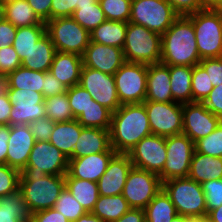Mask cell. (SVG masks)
<instances>
[{
    "label": "cell",
    "instance_id": "ee69618b",
    "mask_svg": "<svg viewBox=\"0 0 222 222\" xmlns=\"http://www.w3.org/2000/svg\"><path fill=\"white\" fill-rule=\"evenodd\" d=\"M67 96L71 111L76 119L85 109L93 103L90 93L79 84L67 88Z\"/></svg>",
    "mask_w": 222,
    "mask_h": 222
},
{
    "label": "cell",
    "instance_id": "bcb514c9",
    "mask_svg": "<svg viewBox=\"0 0 222 222\" xmlns=\"http://www.w3.org/2000/svg\"><path fill=\"white\" fill-rule=\"evenodd\" d=\"M207 214L222 205V179L203 182Z\"/></svg>",
    "mask_w": 222,
    "mask_h": 222
},
{
    "label": "cell",
    "instance_id": "3957f363",
    "mask_svg": "<svg viewBox=\"0 0 222 222\" xmlns=\"http://www.w3.org/2000/svg\"><path fill=\"white\" fill-rule=\"evenodd\" d=\"M193 23L200 59L222 57V8L186 15Z\"/></svg>",
    "mask_w": 222,
    "mask_h": 222
},
{
    "label": "cell",
    "instance_id": "ffe728a7",
    "mask_svg": "<svg viewBox=\"0 0 222 222\" xmlns=\"http://www.w3.org/2000/svg\"><path fill=\"white\" fill-rule=\"evenodd\" d=\"M132 167L133 164L128 154L116 153L97 182L99 195L112 196L122 194L127 175Z\"/></svg>",
    "mask_w": 222,
    "mask_h": 222
},
{
    "label": "cell",
    "instance_id": "ac0fdd59",
    "mask_svg": "<svg viewBox=\"0 0 222 222\" xmlns=\"http://www.w3.org/2000/svg\"><path fill=\"white\" fill-rule=\"evenodd\" d=\"M125 62L123 49L91 41L82 55L84 67L110 75H114Z\"/></svg>",
    "mask_w": 222,
    "mask_h": 222
},
{
    "label": "cell",
    "instance_id": "9a60e30c",
    "mask_svg": "<svg viewBox=\"0 0 222 222\" xmlns=\"http://www.w3.org/2000/svg\"><path fill=\"white\" fill-rule=\"evenodd\" d=\"M166 137L149 135L141 139L128 153L133 167L159 175L167 158Z\"/></svg>",
    "mask_w": 222,
    "mask_h": 222
},
{
    "label": "cell",
    "instance_id": "7a4b0ae2",
    "mask_svg": "<svg viewBox=\"0 0 222 222\" xmlns=\"http://www.w3.org/2000/svg\"><path fill=\"white\" fill-rule=\"evenodd\" d=\"M160 62L169 66H195L201 61L192 21L179 16L161 35Z\"/></svg>",
    "mask_w": 222,
    "mask_h": 222
},
{
    "label": "cell",
    "instance_id": "816d5d0a",
    "mask_svg": "<svg viewBox=\"0 0 222 222\" xmlns=\"http://www.w3.org/2000/svg\"><path fill=\"white\" fill-rule=\"evenodd\" d=\"M180 16L203 10L206 7L200 0H166Z\"/></svg>",
    "mask_w": 222,
    "mask_h": 222
},
{
    "label": "cell",
    "instance_id": "91938a15",
    "mask_svg": "<svg viewBox=\"0 0 222 222\" xmlns=\"http://www.w3.org/2000/svg\"><path fill=\"white\" fill-rule=\"evenodd\" d=\"M12 103L9 100L8 94L0 95V125H9L10 111Z\"/></svg>",
    "mask_w": 222,
    "mask_h": 222
},
{
    "label": "cell",
    "instance_id": "d590c367",
    "mask_svg": "<svg viewBox=\"0 0 222 222\" xmlns=\"http://www.w3.org/2000/svg\"><path fill=\"white\" fill-rule=\"evenodd\" d=\"M44 76L45 72L33 71L20 66L7 75L9 89L37 91L43 95Z\"/></svg>",
    "mask_w": 222,
    "mask_h": 222
},
{
    "label": "cell",
    "instance_id": "2644e50d",
    "mask_svg": "<svg viewBox=\"0 0 222 222\" xmlns=\"http://www.w3.org/2000/svg\"><path fill=\"white\" fill-rule=\"evenodd\" d=\"M9 1H12V0H1V2L3 3L9 2Z\"/></svg>",
    "mask_w": 222,
    "mask_h": 222
},
{
    "label": "cell",
    "instance_id": "6f0895ef",
    "mask_svg": "<svg viewBox=\"0 0 222 222\" xmlns=\"http://www.w3.org/2000/svg\"><path fill=\"white\" fill-rule=\"evenodd\" d=\"M17 28L10 22L4 20L0 23V49L12 45L16 37Z\"/></svg>",
    "mask_w": 222,
    "mask_h": 222
},
{
    "label": "cell",
    "instance_id": "f6af8a7d",
    "mask_svg": "<svg viewBox=\"0 0 222 222\" xmlns=\"http://www.w3.org/2000/svg\"><path fill=\"white\" fill-rule=\"evenodd\" d=\"M21 172L7 164H0V197L19 190Z\"/></svg>",
    "mask_w": 222,
    "mask_h": 222
},
{
    "label": "cell",
    "instance_id": "603a6c76",
    "mask_svg": "<svg viewBox=\"0 0 222 222\" xmlns=\"http://www.w3.org/2000/svg\"><path fill=\"white\" fill-rule=\"evenodd\" d=\"M100 152H116L111 147L109 130L82 127L81 134L74 146L73 158Z\"/></svg>",
    "mask_w": 222,
    "mask_h": 222
},
{
    "label": "cell",
    "instance_id": "7c38bea8",
    "mask_svg": "<svg viewBox=\"0 0 222 222\" xmlns=\"http://www.w3.org/2000/svg\"><path fill=\"white\" fill-rule=\"evenodd\" d=\"M161 188L159 175L132 167L127 175L122 195L131 208L144 209Z\"/></svg>",
    "mask_w": 222,
    "mask_h": 222
},
{
    "label": "cell",
    "instance_id": "7dc6e473",
    "mask_svg": "<svg viewBox=\"0 0 222 222\" xmlns=\"http://www.w3.org/2000/svg\"><path fill=\"white\" fill-rule=\"evenodd\" d=\"M21 66V61L12 45L0 49V74L8 75Z\"/></svg>",
    "mask_w": 222,
    "mask_h": 222
},
{
    "label": "cell",
    "instance_id": "ba28073f",
    "mask_svg": "<svg viewBox=\"0 0 222 222\" xmlns=\"http://www.w3.org/2000/svg\"><path fill=\"white\" fill-rule=\"evenodd\" d=\"M179 16L166 0H132L129 22L162 35Z\"/></svg>",
    "mask_w": 222,
    "mask_h": 222
},
{
    "label": "cell",
    "instance_id": "52a82bcc",
    "mask_svg": "<svg viewBox=\"0 0 222 222\" xmlns=\"http://www.w3.org/2000/svg\"><path fill=\"white\" fill-rule=\"evenodd\" d=\"M46 33L50 36L56 51L80 56L83 55L91 41L90 32L72 17L48 20Z\"/></svg>",
    "mask_w": 222,
    "mask_h": 222
},
{
    "label": "cell",
    "instance_id": "4fadbf2b",
    "mask_svg": "<svg viewBox=\"0 0 222 222\" xmlns=\"http://www.w3.org/2000/svg\"><path fill=\"white\" fill-rule=\"evenodd\" d=\"M153 135L169 137L183 131L182 104L178 102L144 101Z\"/></svg>",
    "mask_w": 222,
    "mask_h": 222
},
{
    "label": "cell",
    "instance_id": "f1b7e54d",
    "mask_svg": "<svg viewBox=\"0 0 222 222\" xmlns=\"http://www.w3.org/2000/svg\"><path fill=\"white\" fill-rule=\"evenodd\" d=\"M191 66H169L171 93L175 102L192 103Z\"/></svg>",
    "mask_w": 222,
    "mask_h": 222
},
{
    "label": "cell",
    "instance_id": "836d02e7",
    "mask_svg": "<svg viewBox=\"0 0 222 222\" xmlns=\"http://www.w3.org/2000/svg\"><path fill=\"white\" fill-rule=\"evenodd\" d=\"M144 212L147 222H171L177 215L174 204L163 188H161L153 200L144 208Z\"/></svg>",
    "mask_w": 222,
    "mask_h": 222
},
{
    "label": "cell",
    "instance_id": "44dd1931",
    "mask_svg": "<svg viewBox=\"0 0 222 222\" xmlns=\"http://www.w3.org/2000/svg\"><path fill=\"white\" fill-rule=\"evenodd\" d=\"M116 152H100L69 159L67 173L74 178L98 182Z\"/></svg>",
    "mask_w": 222,
    "mask_h": 222
},
{
    "label": "cell",
    "instance_id": "94428289",
    "mask_svg": "<svg viewBox=\"0 0 222 222\" xmlns=\"http://www.w3.org/2000/svg\"><path fill=\"white\" fill-rule=\"evenodd\" d=\"M145 220L144 209L131 208L115 222H143Z\"/></svg>",
    "mask_w": 222,
    "mask_h": 222
},
{
    "label": "cell",
    "instance_id": "ab89813d",
    "mask_svg": "<svg viewBox=\"0 0 222 222\" xmlns=\"http://www.w3.org/2000/svg\"><path fill=\"white\" fill-rule=\"evenodd\" d=\"M53 208L61 212L70 222H76L80 216L86 213V210L73 197L66 186L62 190Z\"/></svg>",
    "mask_w": 222,
    "mask_h": 222
},
{
    "label": "cell",
    "instance_id": "5bb4252c",
    "mask_svg": "<svg viewBox=\"0 0 222 222\" xmlns=\"http://www.w3.org/2000/svg\"><path fill=\"white\" fill-rule=\"evenodd\" d=\"M8 97L12 103L9 125H29L35 120L46 117L42 93L23 89H9Z\"/></svg>",
    "mask_w": 222,
    "mask_h": 222
},
{
    "label": "cell",
    "instance_id": "b9f144b4",
    "mask_svg": "<svg viewBox=\"0 0 222 222\" xmlns=\"http://www.w3.org/2000/svg\"><path fill=\"white\" fill-rule=\"evenodd\" d=\"M212 90L213 85L210 82L207 72L200 64L193 66L192 102L202 103Z\"/></svg>",
    "mask_w": 222,
    "mask_h": 222
},
{
    "label": "cell",
    "instance_id": "83f0119b",
    "mask_svg": "<svg viewBox=\"0 0 222 222\" xmlns=\"http://www.w3.org/2000/svg\"><path fill=\"white\" fill-rule=\"evenodd\" d=\"M31 216L20 190L0 197V222H30Z\"/></svg>",
    "mask_w": 222,
    "mask_h": 222
},
{
    "label": "cell",
    "instance_id": "9c48e42d",
    "mask_svg": "<svg viewBox=\"0 0 222 222\" xmlns=\"http://www.w3.org/2000/svg\"><path fill=\"white\" fill-rule=\"evenodd\" d=\"M65 187V175H45L36 181H19L30 212L53 208Z\"/></svg>",
    "mask_w": 222,
    "mask_h": 222
},
{
    "label": "cell",
    "instance_id": "681fc988",
    "mask_svg": "<svg viewBox=\"0 0 222 222\" xmlns=\"http://www.w3.org/2000/svg\"><path fill=\"white\" fill-rule=\"evenodd\" d=\"M54 126L55 122L48 117L35 120L29 124V128L36 141H49Z\"/></svg>",
    "mask_w": 222,
    "mask_h": 222
},
{
    "label": "cell",
    "instance_id": "4316f807",
    "mask_svg": "<svg viewBox=\"0 0 222 222\" xmlns=\"http://www.w3.org/2000/svg\"><path fill=\"white\" fill-rule=\"evenodd\" d=\"M56 52L50 36L45 33L35 46L21 61V66L33 71L47 72L53 62Z\"/></svg>",
    "mask_w": 222,
    "mask_h": 222
},
{
    "label": "cell",
    "instance_id": "e0dca14e",
    "mask_svg": "<svg viewBox=\"0 0 222 222\" xmlns=\"http://www.w3.org/2000/svg\"><path fill=\"white\" fill-rule=\"evenodd\" d=\"M183 131L194 143L213 132L222 121L212 114L203 103L182 104Z\"/></svg>",
    "mask_w": 222,
    "mask_h": 222
},
{
    "label": "cell",
    "instance_id": "11a10c76",
    "mask_svg": "<svg viewBox=\"0 0 222 222\" xmlns=\"http://www.w3.org/2000/svg\"><path fill=\"white\" fill-rule=\"evenodd\" d=\"M30 222H70L61 212L49 208L34 212Z\"/></svg>",
    "mask_w": 222,
    "mask_h": 222
},
{
    "label": "cell",
    "instance_id": "d6a6232c",
    "mask_svg": "<svg viewBox=\"0 0 222 222\" xmlns=\"http://www.w3.org/2000/svg\"><path fill=\"white\" fill-rule=\"evenodd\" d=\"M5 20L10 22L16 28L29 27L33 25H46L42 22L33 9L29 6L27 0H12L4 3Z\"/></svg>",
    "mask_w": 222,
    "mask_h": 222
},
{
    "label": "cell",
    "instance_id": "4dcf8cb0",
    "mask_svg": "<svg viewBox=\"0 0 222 222\" xmlns=\"http://www.w3.org/2000/svg\"><path fill=\"white\" fill-rule=\"evenodd\" d=\"M65 186L86 212H92L99 198L98 183L65 174Z\"/></svg>",
    "mask_w": 222,
    "mask_h": 222
},
{
    "label": "cell",
    "instance_id": "7bdbcfd3",
    "mask_svg": "<svg viewBox=\"0 0 222 222\" xmlns=\"http://www.w3.org/2000/svg\"><path fill=\"white\" fill-rule=\"evenodd\" d=\"M195 151L222 158V121L208 136L194 143Z\"/></svg>",
    "mask_w": 222,
    "mask_h": 222
},
{
    "label": "cell",
    "instance_id": "d6986e66",
    "mask_svg": "<svg viewBox=\"0 0 222 222\" xmlns=\"http://www.w3.org/2000/svg\"><path fill=\"white\" fill-rule=\"evenodd\" d=\"M35 142L29 125L10 126L6 164L21 172L29 161Z\"/></svg>",
    "mask_w": 222,
    "mask_h": 222
},
{
    "label": "cell",
    "instance_id": "cb8c5ba5",
    "mask_svg": "<svg viewBox=\"0 0 222 222\" xmlns=\"http://www.w3.org/2000/svg\"><path fill=\"white\" fill-rule=\"evenodd\" d=\"M82 56L56 51L49 72L67 88L79 84Z\"/></svg>",
    "mask_w": 222,
    "mask_h": 222
},
{
    "label": "cell",
    "instance_id": "8d00e7d4",
    "mask_svg": "<svg viewBox=\"0 0 222 222\" xmlns=\"http://www.w3.org/2000/svg\"><path fill=\"white\" fill-rule=\"evenodd\" d=\"M45 33L46 25H33L17 28L16 37L12 43V47L17 52L20 61L27 57V54Z\"/></svg>",
    "mask_w": 222,
    "mask_h": 222
},
{
    "label": "cell",
    "instance_id": "1f68e13d",
    "mask_svg": "<svg viewBox=\"0 0 222 222\" xmlns=\"http://www.w3.org/2000/svg\"><path fill=\"white\" fill-rule=\"evenodd\" d=\"M130 209L131 207L122 194L112 196L99 195L91 213L105 222H115Z\"/></svg>",
    "mask_w": 222,
    "mask_h": 222
},
{
    "label": "cell",
    "instance_id": "03108f58",
    "mask_svg": "<svg viewBox=\"0 0 222 222\" xmlns=\"http://www.w3.org/2000/svg\"><path fill=\"white\" fill-rule=\"evenodd\" d=\"M206 8H222V0H200Z\"/></svg>",
    "mask_w": 222,
    "mask_h": 222
},
{
    "label": "cell",
    "instance_id": "8992f818",
    "mask_svg": "<svg viewBox=\"0 0 222 222\" xmlns=\"http://www.w3.org/2000/svg\"><path fill=\"white\" fill-rule=\"evenodd\" d=\"M161 35L128 22L123 54L126 62L151 65L161 59Z\"/></svg>",
    "mask_w": 222,
    "mask_h": 222
},
{
    "label": "cell",
    "instance_id": "e575fe53",
    "mask_svg": "<svg viewBox=\"0 0 222 222\" xmlns=\"http://www.w3.org/2000/svg\"><path fill=\"white\" fill-rule=\"evenodd\" d=\"M71 17L90 33L106 20L99 1L95 0H80Z\"/></svg>",
    "mask_w": 222,
    "mask_h": 222
},
{
    "label": "cell",
    "instance_id": "74e56055",
    "mask_svg": "<svg viewBox=\"0 0 222 222\" xmlns=\"http://www.w3.org/2000/svg\"><path fill=\"white\" fill-rule=\"evenodd\" d=\"M111 116L112 112L110 110L93 100V103H91L76 120L83 127L110 130Z\"/></svg>",
    "mask_w": 222,
    "mask_h": 222
},
{
    "label": "cell",
    "instance_id": "6125c7cd",
    "mask_svg": "<svg viewBox=\"0 0 222 222\" xmlns=\"http://www.w3.org/2000/svg\"><path fill=\"white\" fill-rule=\"evenodd\" d=\"M210 222H222V205L211 210L206 217Z\"/></svg>",
    "mask_w": 222,
    "mask_h": 222
},
{
    "label": "cell",
    "instance_id": "5b68a950",
    "mask_svg": "<svg viewBox=\"0 0 222 222\" xmlns=\"http://www.w3.org/2000/svg\"><path fill=\"white\" fill-rule=\"evenodd\" d=\"M69 159L49 141H36L19 181H36L47 175H65Z\"/></svg>",
    "mask_w": 222,
    "mask_h": 222
},
{
    "label": "cell",
    "instance_id": "7402d4cb",
    "mask_svg": "<svg viewBox=\"0 0 222 222\" xmlns=\"http://www.w3.org/2000/svg\"><path fill=\"white\" fill-rule=\"evenodd\" d=\"M170 83L169 65L161 62L148 65L145 101L175 102Z\"/></svg>",
    "mask_w": 222,
    "mask_h": 222
},
{
    "label": "cell",
    "instance_id": "60d3db41",
    "mask_svg": "<svg viewBox=\"0 0 222 222\" xmlns=\"http://www.w3.org/2000/svg\"><path fill=\"white\" fill-rule=\"evenodd\" d=\"M132 0H99L106 20L128 23L131 16Z\"/></svg>",
    "mask_w": 222,
    "mask_h": 222
},
{
    "label": "cell",
    "instance_id": "8fae6325",
    "mask_svg": "<svg viewBox=\"0 0 222 222\" xmlns=\"http://www.w3.org/2000/svg\"><path fill=\"white\" fill-rule=\"evenodd\" d=\"M166 150V163L159 174L161 182L188 177L195 152L194 142L184 133L176 134L166 137Z\"/></svg>",
    "mask_w": 222,
    "mask_h": 222
},
{
    "label": "cell",
    "instance_id": "f546056e",
    "mask_svg": "<svg viewBox=\"0 0 222 222\" xmlns=\"http://www.w3.org/2000/svg\"><path fill=\"white\" fill-rule=\"evenodd\" d=\"M128 23L105 20L91 33V42L123 49Z\"/></svg>",
    "mask_w": 222,
    "mask_h": 222
},
{
    "label": "cell",
    "instance_id": "680465c9",
    "mask_svg": "<svg viewBox=\"0 0 222 222\" xmlns=\"http://www.w3.org/2000/svg\"><path fill=\"white\" fill-rule=\"evenodd\" d=\"M10 125H0V164H6Z\"/></svg>",
    "mask_w": 222,
    "mask_h": 222
},
{
    "label": "cell",
    "instance_id": "003e7915",
    "mask_svg": "<svg viewBox=\"0 0 222 222\" xmlns=\"http://www.w3.org/2000/svg\"><path fill=\"white\" fill-rule=\"evenodd\" d=\"M171 222H190V218L177 214Z\"/></svg>",
    "mask_w": 222,
    "mask_h": 222
},
{
    "label": "cell",
    "instance_id": "f35d334b",
    "mask_svg": "<svg viewBox=\"0 0 222 222\" xmlns=\"http://www.w3.org/2000/svg\"><path fill=\"white\" fill-rule=\"evenodd\" d=\"M44 104L46 117L54 122H68L75 119L66 92L45 98Z\"/></svg>",
    "mask_w": 222,
    "mask_h": 222
},
{
    "label": "cell",
    "instance_id": "9f6ffc18",
    "mask_svg": "<svg viewBox=\"0 0 222 222\" xmlns=\"http://www.w3.org/2000/svg\"><path fill=\"white\" fill-rule=\"evenodd\" d=\"M27 2L42 22L51 20L52 0H27Z\"/></svg>",
    "mask_w": 222,
    "mask_h": 222
},
{
    "label": "cell",
    "instance_id": "89a4df30",
    "mask_svg": "<svg viewBox=\"0 0 222 222\" xmlns=\"http://www.w3.org/2000/svg\"><path fill=\"white\" fill-rule=\"evenodd\" d=\"M190 222H210L206 217L205 218H190Z\"/></svg>",
    "mask_w": 222,
    "mask_h": 222
},
{
    "label": "cell",
    "instance_id": "c3c4849f",
    "mask_svg": "<svg viewBox=\"0 0 222 222\" xmlns=\"http://www.w3.org/2000/svg\"><path fill=\"white\" fill-rule=\"evenodd\" d=\"M199 64L209 75L213 87L222 84V57L201 59Z\"/></svg>",
    "mask_w": 222,
    "mask_h": 222
},
{
    "label": "cell",
    "instance_id": "484cf974",
    "mask_svg": "<svg viewBox=\"0 0 222 222\" xmlns=\"http://www.w3.org/2000/svg\"><path fill=\"white\" fill-rule=\"evenodd\" d=\"M82 127L76 119L68 122H55L49 142L65 154L68 159H72L74 146L81 134Z\"/></svg>",
    "mask_w": 222,
    "mask_h": 222
},
{
    "label": "cell",
    "instance_id": "6da1fadb",
    "mask_svg": "<svg viewBox=\"0 0 222 222\" xmlns=\"http://www.w3.org/2000/svg\"><path fill=\"white\" fill-rule=\"evenodd\" d=\"M109 132L116 153L128 154L141 139L152 134L145 105H121L112 113Z\"/></svg>",
    "mask_w": 222,
    "mask_h": 222
},
{
    "label": "cell",
    "instance_id": "be15d7a7",
    "mask_svg": "<svg viewBox=\"0 0 222 222\" xmlns=\"http://www.w3.org/2000/svg\"><path fill=\"white\" fill-rule=\"evenodd\" d=\"M76 222H105L91 212H86L84 215L80 216Z\"/></svg>",
    "mask_w": 222,
    "mask_h": 222
},
{
    "label": "cell",
    "instance_id": "30bf717a",
    "mask_svg": "<svg viewBox=\"0 0 222 222\" xmlns=\"http://www.w3.org/2000/svg\"><path fill=\"white\" fill-rule=\"evenodd\" d=\"M148 65L125 62L114 74L121 105L143 103L146 98Z\"/></svg>",
    "mask_w": 222,
    "mask_h": 222
},
{
    "label": "cell",
    "instance_id": "277c9868",
    "mask_svg": "<svg viewBox=\"0 0 222 222\" xmlns=\"http://www.w3.org/2000/svg\"><path fill=\"white\" fill-rule=\"evenodd\" d=\"M162 188L169 195L177 214L192 219L207 217L205 194L200 183L189 177L174 178L162 182Z\"/></svg>",
    "mask_w": 222,
    "mask_h": 222
},
{
    "label": "cell",
    "instance_id": "db71d44e",
    "mask_svg": "<svg viewBox=\"0 0 222 222\" xmlns=\"http://www.w3.org/2000/svg\"><path fill=\"white\" fill-rule=\"evenodd\" d=\"M43 84V97H52L67 92V87L64 86L57 78L49 71L45 72Z\"/></svg>",
    "mask_w": 222,
    "mask_h": 222
},
{
    "label": "cell",
    "instance_id": "d4e9b609",
    "mask_svg": "<svg viewBox=\"0 0 222 222\" xmlns=\"http://www.w3.org/2000/svg\"><path fill=\"white\" fill-rule=\"evenodd\" d=\"M188 177L200 184L222 179V158L194 152Z\"/></svg>",
    "mask_w": 222,
    "mask_h": 222
},
{
    "label": "cell",
    "instance_id": "e7e4bbea",
    "mask_svg": "<svg viewBox=\"0 0 222 222\" xmlns=\"http://www.w3.org/2000/svg\"><path fill=\"white\" fill-rule=\"evenodd\" d=\"M9 90V80L7 75L0 74V95H4Z\"/></svg>",
    "mask_w": 222,
    "mask_h": 222
},
{
    "label": "cell",
    "instance_id": "f5cc1de1",
    "mask_svg": "<svg viewBox=\"0 0 222 222\" xmlns=\"http://www.w3.org/2000/svg\"><path fill=\"white\" fill-rule=\"evenodd\" d=\"M202 103L212 114L222 120V84L213 87V90Z\"/></svg>",
    "mask_w": 222,
    "mask_h": 222
},
{
    "label": "cell",
    "instance_id": "a7ac6f4b",
    "mask_svg": "<svg viewBox=\"0 0 222 222\" xmlns=\"http://www.w3.org/2000/svg\"><path fill=\"white\" fill-rule=\"evenodd\" d=\"M5 20V6L3 2H0V23Z\"/></svg>",
    "mask_w": 222,
    "mask_h": 222
},
{
    "label": "cell",
    "instance_id": "2e32d148",
    "mask_svg": "<svg viewBox=\"0 0 222 222\" xmlns=\"http://www.w3.org/2000/svg\"><path fill=\"white\" fill-rule=\"evenodd\" d=\"M79 85L86 89L97 103L112 113L121 106L114 75L83 66Z\"/></svg>",
    "mask_w": 222,
    "mask_h": 222
},
{
    "label": "cell",
    "instance_id": "f907efd6",
    "mask_svg": "<svg viewBox=\"0 0 222 222\" xmlns=\"http://www.w3.org/2000/svg\"><path fill=\"white\" fill-rule=\"evenodd\" d=\"M80 0H52L51 19L71 17Z\"/></svg>",
    "mask_w": 222,
    "mask_h": 222
}]
</instances>
